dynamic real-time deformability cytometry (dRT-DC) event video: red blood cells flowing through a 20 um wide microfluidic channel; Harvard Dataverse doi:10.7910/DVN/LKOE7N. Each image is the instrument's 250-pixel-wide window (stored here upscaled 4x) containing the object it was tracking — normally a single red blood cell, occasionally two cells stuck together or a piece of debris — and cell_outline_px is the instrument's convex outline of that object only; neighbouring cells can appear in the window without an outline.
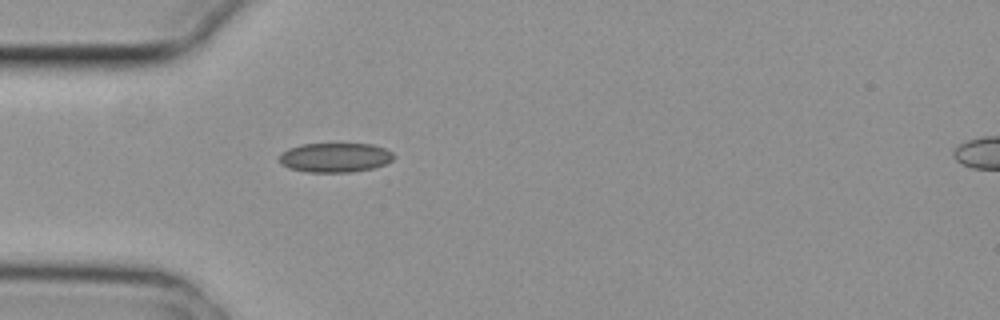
{"species": "common noctule bat (a hibernating species)", "species_latin": "Nyctalus noctula", "temperature_condition": "cold", "stored_images_in_passage": 2, "segment_of_instrument_passage": [1, 2], "camera_frame_rate_fps": 3000, "um_per_image_px": 0.085, "animal": {"sex": "female", "body_mass_g": 29.2, "forearm_length_mm": 56.3}, "frame": {"image": 1, "passage_image": 1, "time_ms": 0.0, "image_size_px": [1000, 320], "cell_outline_px": [[396, 156], [392, 160], [384, 164], [372, 168], [352, 172], [308, 172], [288, 168], [280, 164], [280, 152], [288, 148], [300, 144], [372, 144], [384, 148], [392, 152]], "centroid_in_image_um": [28.46, 13.39], "position_along_channel_um": 56.5, "area_um2": 19.71}}